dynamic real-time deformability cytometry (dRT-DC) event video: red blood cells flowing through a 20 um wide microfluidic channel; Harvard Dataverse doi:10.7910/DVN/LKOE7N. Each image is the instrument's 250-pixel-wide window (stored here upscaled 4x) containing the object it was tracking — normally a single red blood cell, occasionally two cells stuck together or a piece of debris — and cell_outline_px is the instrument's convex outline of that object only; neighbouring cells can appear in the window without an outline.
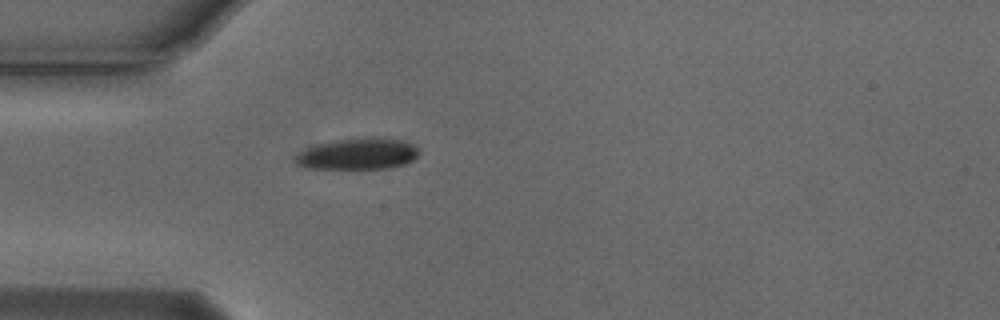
{"species": "Egyptian fruit bat (a non-hibernating species)", "species_latin": "Rousettus aegyptiacus", "temperature_condition": "cold", "stored_images_in_passage": 1, "camera_frame_rate_fps": 3000, "um_per_image_px": 0.085, "animal": {"sex": "male"}, "frame": {"image": 1, "passage_image": 1, "time_ms": 0.0, "image_size_px": [1000, 320], "cell_outline_px": [[420, 152], [412, 160], [404, 164], [388, 168], [308, 168], [296, 164], [296, 156], [300, 152], [316, 144], [336, 140], [372, 136], [376, 136], [404, 140], [412, 144]], "centroid_in_image_um": [30.45, 13.06], "position_along_channel_um": 54.5, "area_um2": 22.48}}